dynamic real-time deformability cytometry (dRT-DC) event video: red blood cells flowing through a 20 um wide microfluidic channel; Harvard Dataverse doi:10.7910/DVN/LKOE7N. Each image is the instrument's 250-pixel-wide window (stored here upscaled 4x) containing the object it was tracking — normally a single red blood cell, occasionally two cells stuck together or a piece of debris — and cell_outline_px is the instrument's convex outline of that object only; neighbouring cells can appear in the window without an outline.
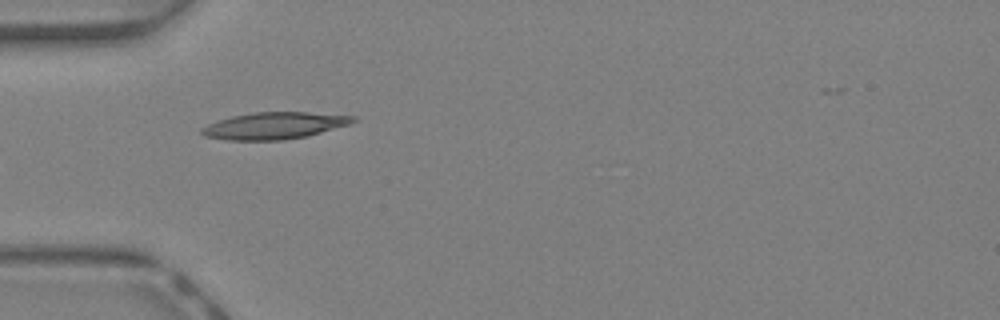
{"species": "Egyptian fruit bat (a non-hibernating species)", "species_latin": "Rousettus aegyptiacus", "temperature_condition": "warm", "stored_images_in_passage": 2, "camera_frame_rate_fps": 3000, "um_per_image_px": 0.085, "animal": {"sex": "female"}, "frame": {"image": 1, "passage_image": 1, "time_ms": 0.0, "image_size_px": [1000, 320], "cell_outline_px": [[356, 120], [348, 124], [308, 136], [280, 140], [228, 140], [204, 136], [200, 132], [200, 128], [208, 124], [232, 116], [252, 112], [308, 112], [356, 116]], "centroid_in_image_um": [23.29, 10.68], "position_along_channel_um": 61.7, "area_um2": 23.52}}